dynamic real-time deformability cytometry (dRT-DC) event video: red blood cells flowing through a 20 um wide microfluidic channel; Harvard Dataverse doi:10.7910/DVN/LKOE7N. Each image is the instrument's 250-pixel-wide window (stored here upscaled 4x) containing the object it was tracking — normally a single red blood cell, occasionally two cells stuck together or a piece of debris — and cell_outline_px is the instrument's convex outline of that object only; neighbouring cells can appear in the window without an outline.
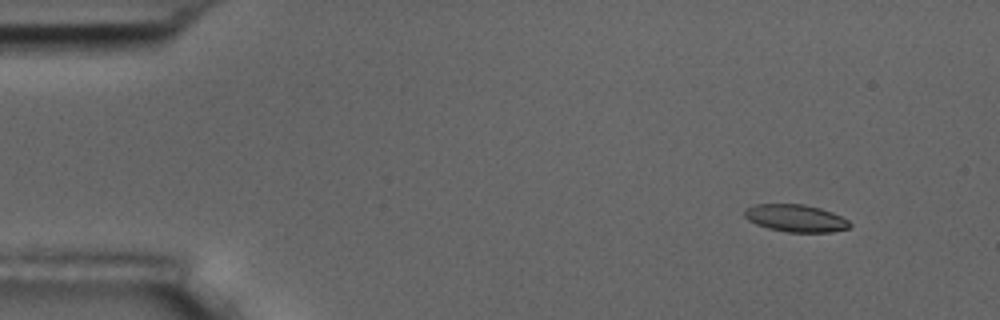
{"species": "common noctule bat (a hibernating species)", "species_latin": "Nyctalus noctula", "temperature_condition": "room temperature", "stored_images_in_passage": 5, "camera_frame_rate_fps": 3000, "um_per_image_px": 0.085, "animal": {"sex": "male", "body_mass_g": 17.5, "forearm_length_mm": 52.3}, "frame": {"image": 1, "passage_image": 2, "time_ms": 1.333, "image_size_px": [1000, 320], "cell_outline_px": [[852, 224], [848, 228], [832, 232], [788, 232], [768, 228], [756, 224], [748, 220], [744, 216], [744, 208], [756, 204], [804, 204], [820, 208], [832, 212], [848, 220]], "centroid_in_image_um": [67.62, 18.54], "position_along_channel_um": 17.4, "area_um2": 16.82}}
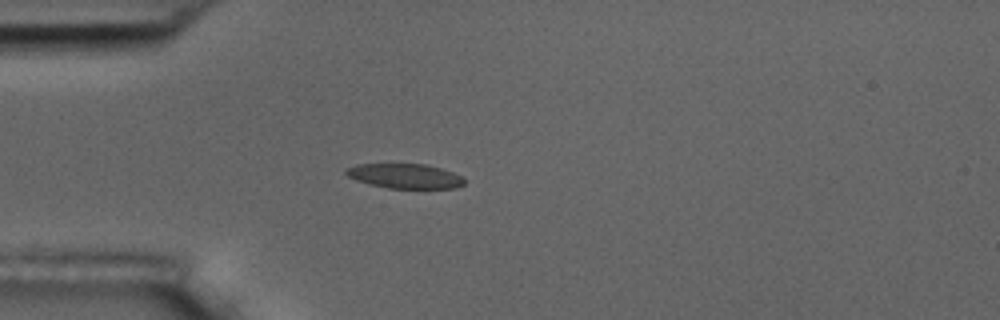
{"frame": {"image": 2, "passage_image": 5, "time_ms": 4.667, "image_size_px": [1000, 320], "cell_outline_px": [[464, 184], [456, 188], [388, 188], [356, 180], [348, 176], [344, 172], [344, 168], [356, 164], [424, 164], [440, 168], [464, 176]], "centroid_in_image_um": [34.41, 14.96], "position_along_channel_um": 50.6, "area_um2": 16.99}}